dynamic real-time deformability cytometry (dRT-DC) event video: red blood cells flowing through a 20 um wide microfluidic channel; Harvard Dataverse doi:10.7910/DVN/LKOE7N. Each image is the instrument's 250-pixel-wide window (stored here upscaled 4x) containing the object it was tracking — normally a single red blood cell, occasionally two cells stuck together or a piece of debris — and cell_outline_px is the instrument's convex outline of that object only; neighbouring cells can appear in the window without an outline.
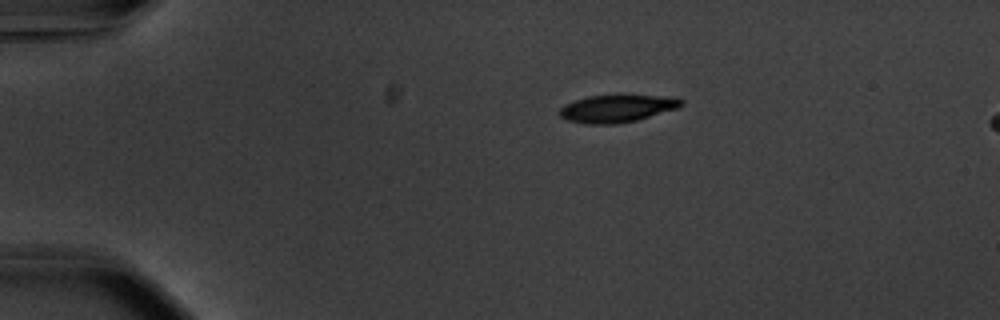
{"species": "common noctule bat (a hibernating species)", "species_latin": "Nyctalus noctula", "temperature_condition": "warm", "stored_images_in_passage": 45, "camera_frame_rate_fps": 3000, "um_per_image_px": 0.085, "animal": {"sex": "male", "body_mass_g": 20.1, "forearm_length_mm": 53.5}, "frame": {"image": 1, "passage_image": 1, "time_ms": 0.0, "image_size_px": [1000, 320], "cell_outline_px": [[684, 104], [680, 108], [636, 120], [616, 124], [584, 124], [568, 120], [560, 116], [560, 108], [564, 104], [588, 96], [620, 92], [676, 96], [684, 100]], "centroid_in_image_um": [52.55, 9.16], "position_along_channel_um": 32.4, "area_um2": 20.69}}
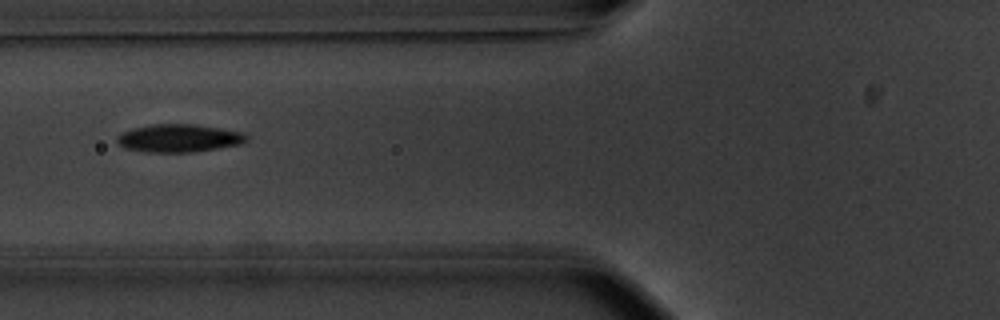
{"frame": {"image": 2, "passage_image": 12, "time_ms": 3.667, "image_size_px": [1000, 320], "cell_outline_px": [[248, 140], [240, 144], [192, 152], [144, 152], [124, 148], [116, 140], [116, 136], [132, 128], [152, 124], [192, 124], [220, 128], [240, 132], [248, 136]], "centroid_in_image_um": [15.17, 11.74], "position_along_channel_um": 110.6, "area_um2": 20.92}}
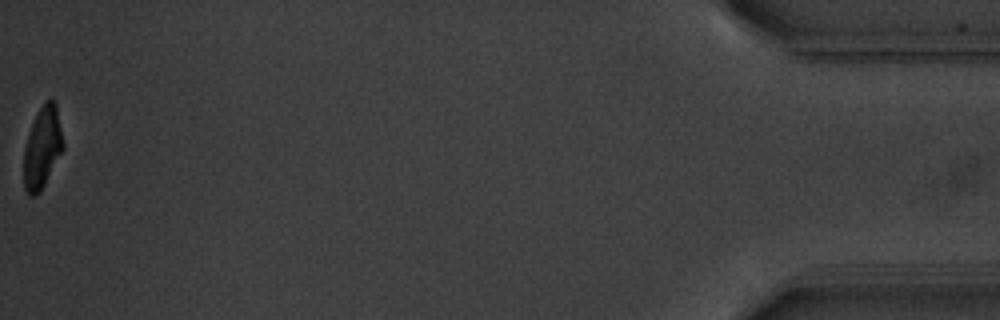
{"frame": {"image": 3, "passage_image": 45, "time_ms": 14.667, "image_size_px": [1000, 320], "cell_outline_px": [[64, 148], [40, 192], [32, 196], [28, 196], [24, 188], [24, 148], [36, 112], [44, 100], [52, 100], [56, 104], [64, 144]], "centroid_in_image_um": [3.6, 12.54], "position_along_channel_um": 431.6, "area_um2": 18.61}, "authors_computed_cell_mechanics": {"area_um2": 20.6924, "velocity_mm_per_s": 3.7161, "shape_relaxation_time_tau1_ms": 2.6337, "shape_relaxation_time_tau2_ms": 1.8231, "deformation_change_tau1": 0.1689, "deformation_change_tau2": 0.0752}}